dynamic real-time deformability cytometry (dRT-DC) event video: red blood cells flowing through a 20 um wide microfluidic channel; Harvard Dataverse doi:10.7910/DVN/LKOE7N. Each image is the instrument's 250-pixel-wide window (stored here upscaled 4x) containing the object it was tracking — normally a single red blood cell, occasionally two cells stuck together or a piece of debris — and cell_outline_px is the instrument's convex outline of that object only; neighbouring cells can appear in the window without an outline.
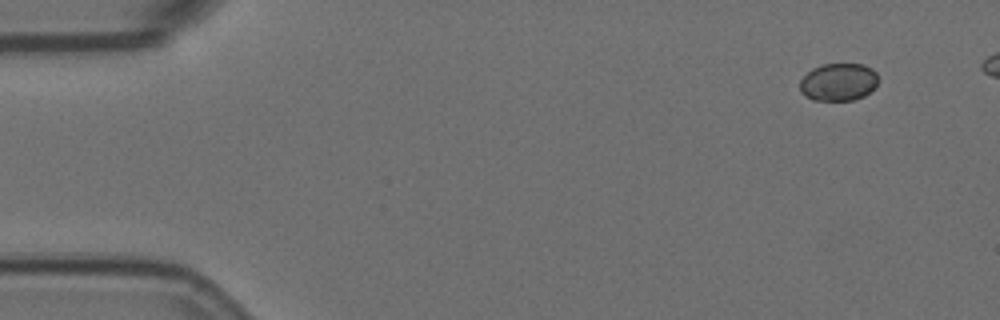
{"species": "Egyptian fruit bat (a non-hibernating species)", "species_latin": "Rousettus aegyptiacus", "temperature_condition": "room temperature", "stored_images_in_passage": 10, "camera_frame_rate_fps": 3000, "um_per_image_px": 0.085, "animal": {"sex": "female"}, "frame": {"image": 1, "passage_image": 1, "time_ms": 0.0, "image_size_px": [1000, 320], "cell_outline_px": [[876, 84], [864, 96], [852, 100], [812, 100], [804, 96], [800, 92], [800, 80], [812, 68], [824, 64], [864, 64], [872, 68], [876, 72]], "centroid_in_image_um": [71.23, 6.97], "position_along_channel_um": 13.8, "area_um2": 17.11}}
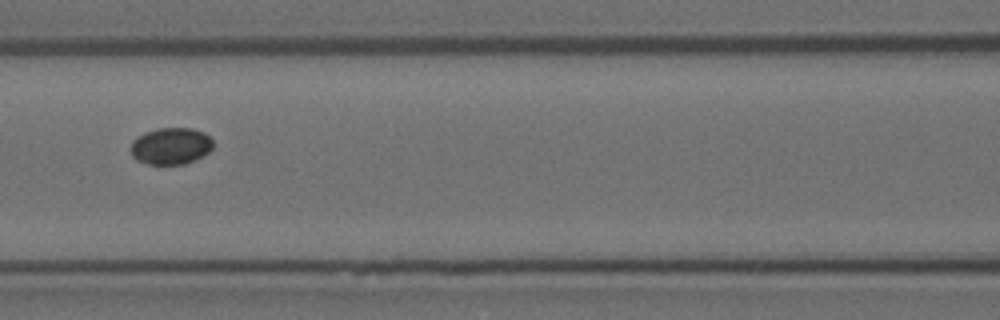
{"frame": {"image": 2, "passage_image": 7, "time_ms": 2.0, "image_size_px": [1000, 320], "cell_outline_px": [[212, 148], [208, 152], [196, 160], [184, 164], [148, 164], [136, 160], [132, 156], [132, 140], [144, 132], [156, 128], [192, 128], [204, 132], [212, 140]], "centroid_in_image_um": [14.52, 12.41], "position_along_channel_um": 152.1, "area_um2": 17.69}}
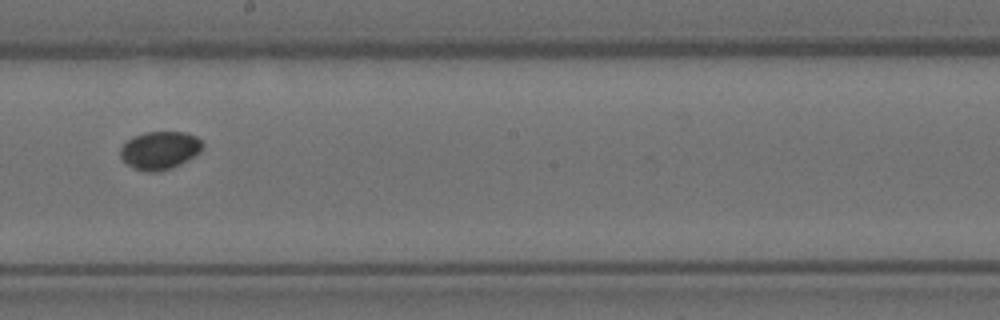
{"frame": {"image": 3, "passage_image": 9, "time_ms": 2.667, "image_size_px": [1000, 320], "cell_outline_px": [[204, 144], [200, 152], [180, 164], [172, 168], [156, 172], [148, 172], [136, 168], [128, 164], [120, 156], [120, 148], [128, 140], [144, 132], [184, 132], [196, 136]], "centroid_in_image_um": [13.6, 12.77], "position_along_channel_um": 234.6, "area_um2": 17.98}}